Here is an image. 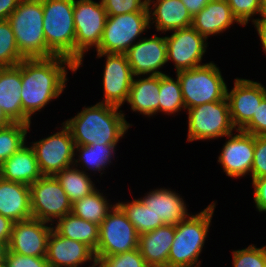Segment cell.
<instances>
[{"mask_svg":"<svg viewBox=\"0 0 266 267\" xmlns=\"http://www.w3.org/2000/svg\"><path fill=\"white\" fill-rule=\"evenodd\" d=\"M139 248V234L122 209L115 204L99 225L95 256H110Z\"/></svg>","mask_w":266,"mask_h":267,"instance_id":"10","label":"cell"},{"mask_svg":"<svg viewBox=\"0 0 266 267\" xmlns=\"http://www.w3.org/2000/svg\"><path fill=\"white\" fill-rule=\"evenodd\" d=\"M21 0H0V20H6Z\"/></svg>","mask_w":266,"mask_h":267,"instance_id":"46","label":"cell"},{"mask_svg":"<svg viewBox=\"0 0 266 267\" xmlns=\"http://www.w3.org/2000/svg\"><path fill=\"white\" fill-rule=\"evenodd\" d=\"M42 176L34 150L24 145L0 165V177L6 181L31 185Z\"/></svg>","mask_w":266,"mask_h":267,"instance_id":"27","label":"cell"},{"mask_svg":"<svg viewBox=\"0 0 266 267\" xmlns=\"http://www.w3.org/2000/svg\"><path fill=\"white\" fill-rule=\"evenodd\" d=\"M165 36L167 62L172 61L177 71L189 70L201 66L207 52V39L192 26L171 31Z\"/></svg>","mask_w":266,"mask_h":267,"instance_id":"13","label":"cell"},{"mask_svg":"<svg viewBox=\"0 0 266 267\" xmlns=\"http://www.w3.org/2000/svg\"><path fill=\"white\" fill-rule=\"evenodd\" d=\"M5 262L7 267H49L46 257H34L7 251Z\"/></svg>","mask_w":266,"mask_h":267,"instance_id":"42","label":"cell"},{"mask_svg":"<svg viewBox=\"0 0 266 267\" xmlns=\"http://www.w3.org/2000/svg\"><path fill=\"white\" fill-rule=\"evenodd\" d=\"M107 16H116L132 12H149L147 0H101Z\"/></svg>","mask_w":266,"mask_h":267,"instance_id":"39","label":"cell"},{"mask_svg":"<svg viewBox=\"0 0 266 267\" xmlns=\"http://www.w3.org/2000/svg\"><path fill=\"white\" fill-rule=\"evenodd\" d=\"M105 56V57H104ZM104 57L103 100L99 103L121 108L128 99L133 74L125 54L97 53L96 58Z\"/></svg>","mask_w":266,"mask_h":267,"instance_id":"14","label":"cell"},{"mask_svg":"<svg viewBox=\"0 0 266 267\" xmlns=\"http://www.w3.org/2000/svg\"><path fill=\"white\" fill-rule=\"evenodd\" d=\"M175 226L163 225L139 235V250L148 267H168Z\"/></svg>","mask_w":266,"mask_h":267,"instance_id":"24","label":"cell"},{"mask_svg":"<svg viewBox=\"0 0 266 267\" xmlns=\"http://www.w3.org/2000/svg\"><path fill=\"white\" fill-rule=\"evenodd\" d=\"M46 260L49 267H80L92 263L88 267H96L94 250L81 243L57 234L53 229L48 237Z\"/></svg>","mask_w":266,"mask_h":267,"instance_id":"19","label":"cell"},{"mask_svg":"<svg viewBox=\"0 0 266 267\" xmlns=\"http://www.w3.org/2000/svg\"><path fill=\"white\" fill-rule=\"evenodd\" d=\"M117 145H78L75 146V156L74 166L77 168L83 167L82 171L86 173V171H95L101 172L103 174L105 168H108V165L112 164L111 160H114L115 152ZM82 165V166H81ZM85 169V170H84Z\"/></svg>","mask_w":266,"mask_h":267,"instance_id":"29","label":"cell"},{"mask_svg":"<svg viewBox=\"0 0 266 267\" xmlns=\"http://www.w3.org/2000/svg\"><path fill=\"white\" fill-rule=\"evenodd\" d=\"M73 16L76 32L75 65L79 69L90 48L96 50L99 47L107 12L101 0H74Z\"/></svg>","mask_w":266,"mask_h":267,"instance_id":"7","label":"cell"},{"mask_svg":"<svg viewBox=\"0 0 266 267\" xmlns=\"http://www.w3.org/2000/svg\"><path fill=\"white\" fill-rule=\"evenodd\" d=\"M181 110H186L182 97L181 85L178 77L172 78L165 74L160 75L159 113L173 116Z\"/></svg>","mask_w":266,"mask_h":267,"instance_id":"33","label":"cell"},{"mask_svg":"<svg viewBox=\"0 0 266 267\" xmlns=\"http://www.w3.org/2000/svg\"><path fill=\"white\" fill-rule=\"evenodd\" d=\"M230 117L233 126L241 130L256 114L261 101L266 97V87L250 79L235 78L231 90L227 87Z\"/></svg>","mask_w":266,"mask_h":267,"instance_id":"16","label":"cell"},{"mask_svg":"<svg viewBox=\"0 0 266 267\" xmlns=\"http://www.w3.org/2000/svg\"><path fill=\"white\" fill-rule=\"evenodd\" d=\"M241 131L252 134L254 136L266 135V97L261 101L256 114L241 129Z\"/></svg>","mask_w":266,"mask_h":267,"instance_id":"41","label":"cell"},{"mask_svg":"<svg viewBox=\"0 0 266 267\" xmlns=\"http://www.w3.org/2000/svg\"><path fill=\"white\" fill-rule=\"evenodd\" d=\"M53 230L62 237L87 244L94 251L99 241V225L86 221L72 213L58 219Z\"/></svg>","mask_w":266,"mask_h":267,"instance_id":"28","label":"cell"},{"mask_svg":"<svg viewBox=\"0 0 266 267\" xmlns=\"http://www.w3.org/2000/svg\"><path fill=\"white\" fill-rule=\"evenodd\" d=\"M14 222L0 214V242L8 244L10 241Z\"/></svg>","mask_w":266,"mask_h":267,"instance_id":"44","label":"cell"},{"mask_svg":"<svg viewBox=\"0 0 266 267\" xmlns=\"http://www.w3.org/2000/svg\"><path fill=\"white\" fill-rule=\"evenodd\" d=\"M125 213L129 221L134 225L138 234L147 233L164 225L161 219H157L154 213L144 205L139 199L130 202L116 203Z\"/></svg>","mask_w":266,"mask_h":267,"instance_id":"32","label":"cell"},{"mask_svg":"<svg viewBox=\"0 0 266 267\" xmlns=\"http://www.w3.org/2000/svg\"><path fill=\"white\" fill-rule=\"evenodd\" d=\"M252 23L257 31L258 37L260 38L259 40L262 44V48L264 49L263 51L266 54V17L260 16V18H255Z\"/></svg>","mask_w":266,"mask_h":267,"instance_id":"45","label":"cell"},{"mask_svg":"<svg viewBox=\"0 0 266 267\" xmlns=\"http://www.w3.org/2000/svg\"><path fill=\"white\" fill-rule=\"evenodd\" d=\"M212 201L204 210L191 213L175 226V237L168 256V267H201L199 257L208 237L216 208Z\"/></svg>","mask_w":266,"mask_h":267,"instance_id":"3","label":"cell"},{"mask_svg":"<svg viewBox=\"0 0 266 267\" xmlns=\"http://www.w3.org/2000/svg\"><path fill=\"white\" fill-rule=\"evenodd\" d=\"M138 199L149 207L164 225L176 226L190 215L185 200L170 188H156Z\"/></svg>","mask_w":266,"mask_h":267,"instance_id":"21","label":"cell"},{"mask_svg":"<svg viewBox=\"0 0 266 267\" xmlns=\"http://www.w3.org/2000/svg\"><path fill=\"white\" fill-rule=\"evenodd\" d=\"M150 29L149 12L107 16L97 53L125 54Z\"/></svg>","mask_w":266,"mask_h":267,"instance_id":"9","label":"cell"},{"mask_svg":"<svg viewBox=\"0 0 266 267\" xmlns=\"http://www.w3.org/2000/svg\"><path fill=\"white\" fill-rule=\"evenodd\" d=\"M29 124L12 123L0 128V165L21 149L26 143Z\"/></svg>","mask_w":266,"mask_h":267,"instance_id":"34","label":"cell"},{"mask_svg":"<svg viewBox=\"0 0 266 267\" xmlns=\"http://www.w3.org/2000/svg\"><path fill=\"white\" fill-rule=\"evenodd\" d=\"M25 59L17 47L12 26L8 19L0 20V67L18 65Z\"/></svg>","mask_w":266,"mask_h":267,"instance_id":"35","label":"cell"},{"mask_svg":"<svg viewBox=\"0 0 266 267\" xmlns=\"http://www.w3.org/2000/svg\"><path fill=\"white\" fill-rule=\"evenodd\" d=\"M60 128L61 131L30 143L42 175L54 176L74 164L75 144L71 132L64 123Z\"/></svg>","mask_w":266,"mask_h":267,"instance_id":"12","label":"cell"},{"mask_svg":"<svg viewBox=\"0 0 266 267\" xmlns=\"http://www.w3.org/2000/svg\"><path fill=\"white\" fill-rule=\"evenodd\" d=\"M96 259V267H148L139 249Z\"/></svg>","mask_w":266,"mask_h":267,"instance_id":"37","label":"cell"},{"mask_svg":"<svg viewBox=\"0 0 266 267\" xmlns=\"http://www.w3.org/2000/svg\"><path fill=\"white\" fill-rule=\"evenodd\" d=\"M8 21L19 52L25 59L56 56L48 48L44 37L42 0H21Z\"/></svg>","mask_w":266,"mask_h":267,"instance_id":"4","label":"cell"},{"mask_svg":"<svg viewBox=\"0 0 266 267\" xmlns=\"http://www.w3.org/2000/svg\"><path fill=\"white\" fill-rule=\"evenodd\" d=\"M21 62L16 66L0 67V107L13 123L29 124L21 101Z\"/></svg>","mask_w":266,"mask_h":267,"instance_id":"20","label":"cell"},{"mask_svg":"<svg viewBox=\"0 0 266 267\" xmlns=\"http://www.w3.org/2000/svg\"><path fill=\"white\" fill-rule=\"evenodd\" d=\"M220 70L210 61L189 70L176 72L186 110L226 98L228 86Z\"/></svg>","mask_w":266,"mask_h":267,"instance_id":"6","label":"cell"},{"mask_svg":"<svg viewBox=\"0 0 266 267\" xmlns=\"http://www.w3.org/2000/svg\"><path fill=\"white\" fill-rule=\"evenodd\" d=\"M13 122L5 115L4 111L0 107V128L6 127Z\"/></svg>","mask_w":266,"mask_h":267,"instance_id":"48","label":"cell"},{"mask_svg":"<svg viewBox=\"0 0 266 267\" xmlns=\"http://www.w3.org/2000/svg\"><path fill=\"white\" fill-rule=\"evenodd\" d=\"M227 136L222 151L218 156L223 172L231 178L251 175L254 160L255 136L241 130Z\"/></svg>","mask_w":266,"mask_h":267,"instance_id":"17","label":"cell"},{"mask_svg":"<svg viewBox=\"0 0 266 267\" xmlns=\"http://www.w3.org/2000/svg\"><path fill=\"white\" fill-rule=\"evenodd\" d=\"M29 187L32 218L54 225L71 213L72 202L55 176L42 175Z\"/></svg>","mask_w":266,"mask_h":267,"instance_id":"11","label":"cell"},{"mask_svg":"<svg viewBox=\"0 0 266 267\" xmlns=\"http://www.w3.org/2000/svg\"><path fill=\"white\" fill-rule=\"evenodd\" d=\"M101 190L96 189L88 196L76 200L72 203L71 213L86 221L100 225L106 218L108 212L113 208V205L107 200ZM104 195V196H103Z\"/></svg>","mask_w":266,"mask_h":267,"instance_id":"31","label":"cell"},{"mask_svg":"<svg viewBox=\"0 0 266 267\" xmlns=\"http://www.w3.org/2000/svg\"><path fill=\"white\" fill-rule=\"evenodd\" d=\"M147 7L150 28L155 25L157 32L165 34L192 25V16L181 0H147Z\"/></svg>","mask_w":266,"mask_h":267,"instance_id":"22","label":"cell"},{"mask_svg":"<svg viewBox=\"0 0 266 267\" xmlns=\"http://www.w3.org/2000/svg\"><path fill=\"white\" fill-rule=\"evenodd\" d=\"M192 18L203 9L210 0H181Z\"/></svg>","mask_w":266,"mask_h":267,"instance_id":"47","label":"cell"},{"mask_svg":"<svg viewBox=\"0 0 266 267\" xmlns=\"http://www.w3.org/2000/svg\"><path fill=\"white\" fill-rule=\"evenodd\" d=\"M88 174L73 165L61 170L54 176L73 203L88 196L97 189L95 183L91 180V176Z\"/></svg>","mask_w":266,"mask_h":267,"instance_id":"30","label":"cell"},{"mask_svg":"<svg viewBox=\"0 0 266 267\" xmlns=\"http://www.w3.org/2000/svg\"><path fill=\"white\" fill-rule=\"evenodd\" d=\"M233 267H265L266 245L260 248L254 244L232 251Z\"/></svg>","mask_w":266,"mask_h":267,"instance_id":"36","label":"cell"},{"mask_svg":"<svg viewBox=\"0 0 266 267\" xmlns=\"http://www.w3.org/2000/svg\"><path fill=\"white\" fill-rule=\"evenodd\" d=\"M260 16L266 17V0H260Z\"/></svg>","mask_w":266,"mask_h":267,"instance_id":"50","label":"cell"},{"mask_svg":"<svg viewBox=\"0 0 266 267\" xmlns=\"http://www.w3.org/2000/svg\"><path fill=\"white\" fill-rule=\"evenodd\" d=\"M235 23L240 24L234 17L227 0H210L192 18L191 26L208 40L210 35H220Z\"/></svg>","mask_w":266,"mask_h":267,"instance_id":"23","label":"cell"},{"mask_svg":"<svg viewBox=\"0 0 266 267\" xmlns=\"http://www.w3.org/2000/svg\"><path fill=\"white\" fill-rule=\"evenodd\" d=\"M125 55L133 76L165 75L160 70L168 63L165 37H159L156 34L149 38L142 37L128 49Z\"/></svg>","mask_w":266,"mask_h":267,"instance_id":"15","label":"cell"},{"mask_svg":"<svg viewBox=\"0 0 266 267\" xmlns=\"http://www.w3.org/2000/svg\"><path fill=\"white\" fill-rule=\"evenodd\" d=\"M118 107L97 102L84 106L77 115L63 123L71 132L75 146L118 145L132 124Z\"/></svg>","mask_w":266,"mask_h":267,"instance_id":"2","label":"cell"},{"mask_svg":"<svg viewBox=\"0 0 266 267\" xmlns=\"http://www.w3.org/2000/svg\"><path fill=\"white\" fill-rule=\"evenodd\" d=\"M187 142L227 137L237 129L233 126L227 97L187 109Z\"/></svg>","mask_w":266,"mask_h":267,"instance_id":"8","label":"cell"},{"mask_svg":"<svg viewBox=\"0 0 266 267\" xmlns=\"http://www.w3.org/2000/svg\"><path fill=\"white\" fill-rule=\"evenodd\" d=\"M251 184L254 188L253 202L256 210L262 213H266V177L252 179Z\"/></svg>","mask_w":266,"mask_h":267,"instance_id":"43","label":"cell"},{"mask_svg":"<svg viewBox=\"0 0 266 267\" xmlns=\"http://www.w3.org/2000/svg\"><path fill=\"white\" fill-rule=\"evenodd\" d=\"M227 2L241 26L247 25L251 20L253 22L254 16L258 14L260 16V0H227Z\"/></svg>","mask_w":266,"mask_h":267,"instance_id":"38","label":"cell"},{"mask_svg":"<svg viewBox=\"0 0 266 267\" xmlns=\"http://www.w3.org/2000/svg\"><path fill=\"white\" fill-rule=\"evenodd\" d=\"M0 267H7V263L4 261V262H1L0 263Z\"/></svg>","mask_w":266,"mask_h":267,"instance_id":"51","label":"cell"},{"mask_svg":"<svg viewBox=\"0 0 266 267\" xmlns=\"http://www.w3.org/2000/svg\"><path fill=\"white\" fill-rule=\"evenodd\" d=\"M43 31L48 48L75 64L74 0H42Z\"/></svg>","mask_w":266,"mask_h":267,"instance_id":"5","label":"cell"},{"mask_svg":"<svg viewBox=\"0 0 266 267\" xmlns=\"http://www.w3.org/2000/svg\"><path fill=\"white\" fill-rule=\"evenodd\" d=\"M0 214L13 222L32 218L29 185L0 177Z\"/></svg>","mask_w":266,"mask_h":267,"instance_id":"25","label":"cell"},{"mask_svg":"<svg viewBox=\"0 0 266 267\" xmlns=\"http://www.w3.org/2000/svg\"><path fill=\"white\" fill-rule=\"evenodd\" d=\"M67 69L73 73L78 70L70 59L61 56L21 61L22 109L30 119L64 92Z\"/></svg>","mask_w":266,"mask_h":267,"instance_id":"1","label":"cell"},{"mask_svg":"<svg viewBox=\"0 0 266 267\" xmlns=\"http://www.w3.org/2000/svg\"><path fill=\"white\" fill-rule=\"evenodd\" d=\"M159 88L160 75L142 76V78L134 76L126 103L133 112L149 118L155 116L159 113Z\"/></svg>","mask_w":266,"mask_h":267,"instance_id":"26","label":"cell"},{"mask_svg":"<svg viewBox=\"0 0 266 267\" xmlns=\"http://www.w3.org/2000/svg\"><path fill=\"white\" fill-rule=\"evenodd\" d=\"M52 224L31 218L14 222L8 251L25 256L46 257Z\"/></svg>","mask_w":266,"mask_h":267,"instance_id":"18","label":"cell"},{"mask_svg":"<svg viewBox=\"0 0 266 267\" xmlns=\"http://www.w3.org/2000/svg\"><path fill=\"white\" fill-rule=\"evenodd\" d=\"M8 251V244L0 242V263L5 261Z\"/></svg>","mask_w":266,"mask_h":267,"instance_id":"49","label":"cell"},{"mask_svg":"<svg viewBox=\"0 0 266 267\" xmlns=\"http://www.w3.org/2000/svg\"><path fill=\"white\" fill-rule=\"evenodd\" d=\"M250 177L252 179L266 177V135L255 136L254 160Z\"/></svg>","mask_w":266,"mask_h":267,"instance_id":"40","label":"cell"}]
</instances>
